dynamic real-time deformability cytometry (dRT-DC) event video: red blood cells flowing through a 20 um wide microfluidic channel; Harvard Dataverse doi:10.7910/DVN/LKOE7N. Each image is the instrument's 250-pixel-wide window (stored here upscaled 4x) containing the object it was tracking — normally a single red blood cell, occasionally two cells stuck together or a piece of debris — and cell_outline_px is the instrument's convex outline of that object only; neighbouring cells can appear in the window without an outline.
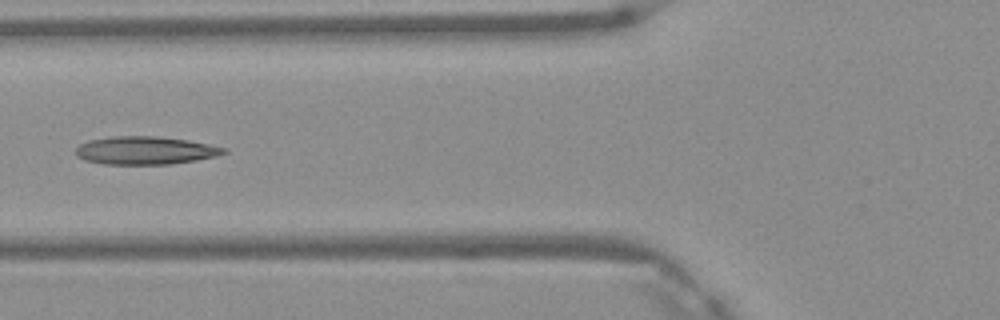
{"species": "Egyptian fruit bat (a non-hibernating species)", "species_latin": "Rousettus aegyptiacus", "temperature_condition": "warm", "stored_images_in_passage": 5, "camera_frame_rate_fps": 3000, "um_per_image_px": 0.085, "frame": {"image": 1, "passage_image": 4, "time_ms": 1.0, "image_size_px": [1000, 320], "cell_outline_px": [[228, 152], [216, 156], [196, 160], [168, 164], [104, 164], [84, 160], [76, 156], [76, 148], [80, 144], [88, 140], [112, 136], [156, 136], [188, 140], [208, 144], [224, 148]], "centroid_in_image_um": [12.31, 12.78], "position_along_channel_um": 113.5, "area_um2": 24.1}}
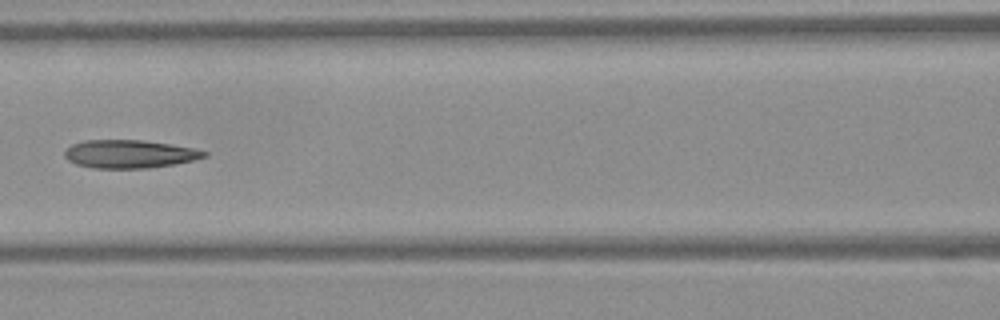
{"frame": {"image": 2, "passage_image": 5, "time_ms": 1.333, "image_size_px": [1000, 320], "cell_outline_px": [[208, 156], [176, 164], [148, 168], [92, 168], [76, 164], [68, 160], [64, 156], [64, 152], [72, 144], [84, 140], [144, 140], [192, 148], [208, 152]], "centroid_in_image_um": [10.99, 13.09], "position_along_channel_um": 155.6, "area_um2": 22.83}}